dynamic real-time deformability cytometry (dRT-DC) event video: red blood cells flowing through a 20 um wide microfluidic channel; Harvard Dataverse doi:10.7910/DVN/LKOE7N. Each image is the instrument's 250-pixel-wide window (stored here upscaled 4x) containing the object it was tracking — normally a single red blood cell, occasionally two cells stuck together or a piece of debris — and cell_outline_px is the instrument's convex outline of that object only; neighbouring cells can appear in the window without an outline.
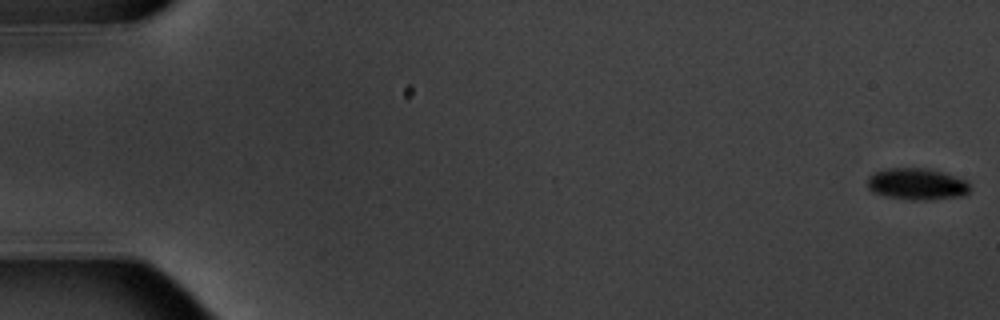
{"species": "common noctule bat (a hibernating species)", "species_latin": "Nyctalus noctula", "temperature_condition": "warm", "stored_images_in_passage": 7, "camera_frame_rate_fps": 3000, "um_per_image_px": 0.085, "animal": {"sex": "male", "body_mass_g": 20.1, "forearm_length_mm": 53.5}, "frame": {"image": 1, "passage_image": 1, "time_ms": 0.0, "image_size_px": [1000, 320], "cell_outline_px": [[972, 188], [964, 196], [924, 200], [912, 200], [884, 196], [872, 192], [868, 188], [868, 176], [876, 172], [888, 168], [928, 168], [944, 172], [968, 180]], "centroid_in_image_um": [77.98, 15.64], "position_along_channel_um": 7.0, "area_um2": 19.19}}
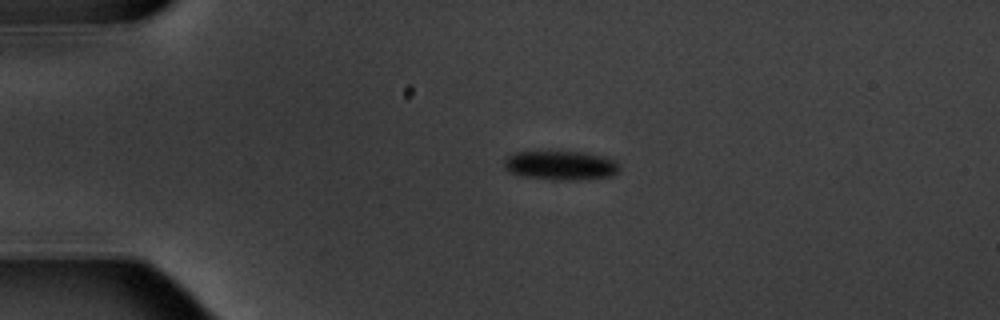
{"frame": {"image": 2, "passage_image": 5, "time_ms": 4.333, "image_size_px": [1000, 320], "cell_outline_px": [[620, 168], [612, 176], [580, 180], [560, 180], [524, 176], [508, 172], [504, 168], [504, 160], [508, 156], [516, 152], [580, 152], [604, 156], [620, 164]], "centroid_in_image_um": [47.66, 14.06], "position_along_channel_um": 37.3, "area_um2": 19.48}}
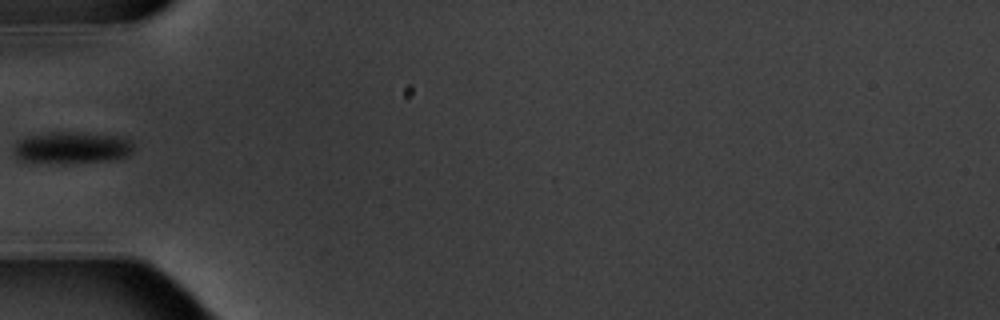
{"frame": {"image": 3, "passage_image": 6, "time_ms": 6.667, "image_size_px": [1000, 320], "cell_outline_px": [[132, 152], [128, 156], [112, 160], [24, 160], [16, 156], [16, 144], [20, 140], [28, 136], [48, 132], [84, 132], [116, 136], [132, 140]], "centroid_in_image_um": [6.21, 12.48], "position_along_channel_um": 78.8, "area_um2": 20.87}}